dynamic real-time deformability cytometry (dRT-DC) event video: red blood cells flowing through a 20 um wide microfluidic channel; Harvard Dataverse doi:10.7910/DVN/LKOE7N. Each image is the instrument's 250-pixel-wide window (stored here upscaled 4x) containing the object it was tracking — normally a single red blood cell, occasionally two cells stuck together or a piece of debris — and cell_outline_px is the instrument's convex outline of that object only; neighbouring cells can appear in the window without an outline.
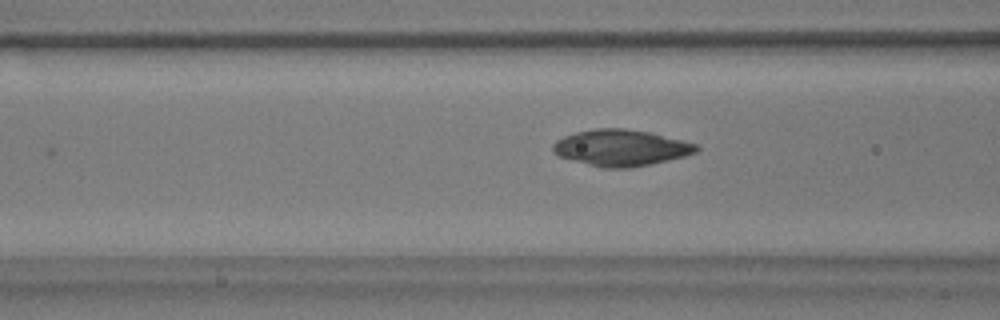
{"species": "common noctule bat (a hibernating species)", "species_latin": "Nyctalus noctula", "temperature_condition": "warm", "stored_images_in_passage": 16, "camera_frame_rate_fps": 3000, "um_per_image_px": 0.085, "animal": {"sex": "male", "body_mass_g": 17.9}, "frame": {"image": 1, "passage_image": 7, "time_ms": 2.0, "image_size_px": [1000, 320], "cell_outline_px": [[700, 148], [696, 152], [684, 156], [668, 160], [628, 168], [600, 168], [560, 156], [552, 152], [552, 144], [556, 140], [564, 136], [576, 132], [592, 128], [624, 128], [648, 132], [696, 144]], "centroid_in_image_um": [52.73, 12.56], "position_along_channel_um": 113.9, "area_um2": 30.11}}